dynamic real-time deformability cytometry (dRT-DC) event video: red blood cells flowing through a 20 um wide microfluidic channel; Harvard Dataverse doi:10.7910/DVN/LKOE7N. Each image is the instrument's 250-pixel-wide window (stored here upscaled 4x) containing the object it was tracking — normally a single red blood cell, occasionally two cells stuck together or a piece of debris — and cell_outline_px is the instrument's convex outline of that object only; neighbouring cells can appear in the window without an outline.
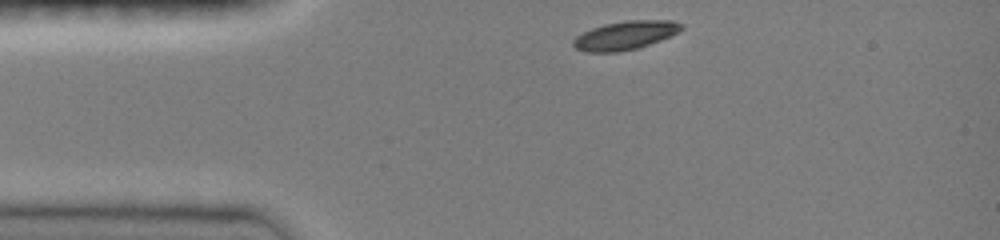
{"species": "common noctule bat (a hibernating species)", "species_latin": "Nyctalus noctula", "temperature_condition": "room temperature", "stored_images_in_passage": 35, "camera_frame_rate_fps": 3000, "um_per_image_px": 0.085, "animal": {"sex": "female", "body_mass_g": 19.0, "forearm_length_mm": 51.5}, "frame": {"image": 1, "passage_image": 1, "time_ms": 0.0, "image_size_px": [1000, 240], "cell_outline_px": [[684, 28], [660, 40], [636, 48], [616, 52], [588, 52], [576, 48], [572, 44], [572, 40], [576, 36], [592, 28], [604, 24], [624, 20], [672, 20], [684, 24]], "centroid_in_image_um": [53.13, 2.99], "position_along_channel_um": 31.9, "area_um2": 17.86}}
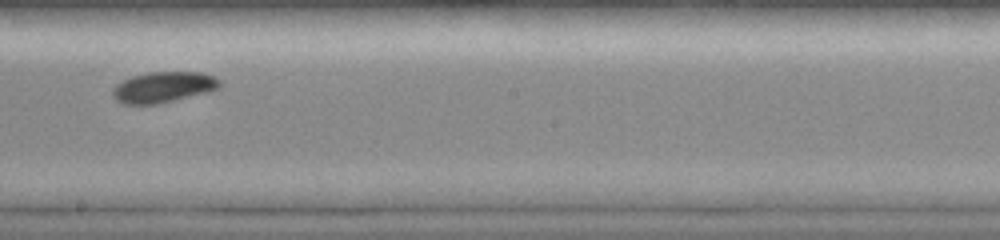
{"frame": {"image": 2, "passage_image": 18, "time_ms": 6.0, "image_size_px": [1000, 240], "cell_outline_px": [[220, 88], [208, 92], [160, 104], [124, 104], [116, 100], [112, 96], [112, 88], [116, 84], [132, 76], [148, 72], [204, 72], [220, 80]], "centroid_in_image_um": [13.88, 7.41], "position_along_channel_um": 234.3, "area_um2": 19.36}}
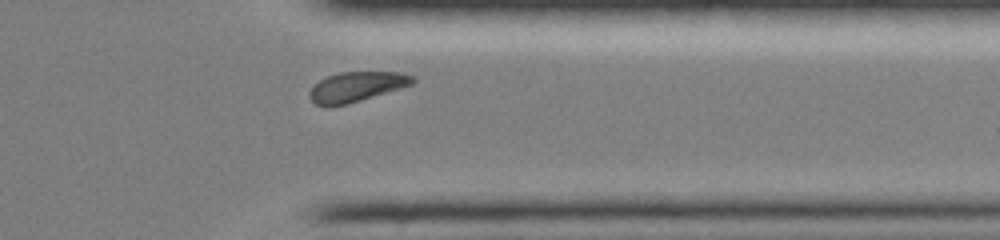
{"frame": {"image": 3, "passage_image": 30, "time_ms": 9.667, "image_size_px": [1000, 240], "cell_outline_px": [[416, 80], [412, 84], [400, 88], [348, 104], [328, 108], [316, 104], [312, 100], [308, 92], [320, 80], [328, 76], [340, 72], [400, 72], [416, 76]], "centroid_in_image_um": [30.31, 7.38], "position_along_channel_um": 381.1, "area_um2": 17.98}, "authors_computed_cell_mechanics": {"area_um2": 18.6694, "velocity_mm_per_s": 3.9679, "shape_relaxation_time_tau1_ms": 1.3466, "shape_relaxation_time_tau2_ms": null, "deformation_change_tau1": 0.0614, "deformation_change_tau2": null}}